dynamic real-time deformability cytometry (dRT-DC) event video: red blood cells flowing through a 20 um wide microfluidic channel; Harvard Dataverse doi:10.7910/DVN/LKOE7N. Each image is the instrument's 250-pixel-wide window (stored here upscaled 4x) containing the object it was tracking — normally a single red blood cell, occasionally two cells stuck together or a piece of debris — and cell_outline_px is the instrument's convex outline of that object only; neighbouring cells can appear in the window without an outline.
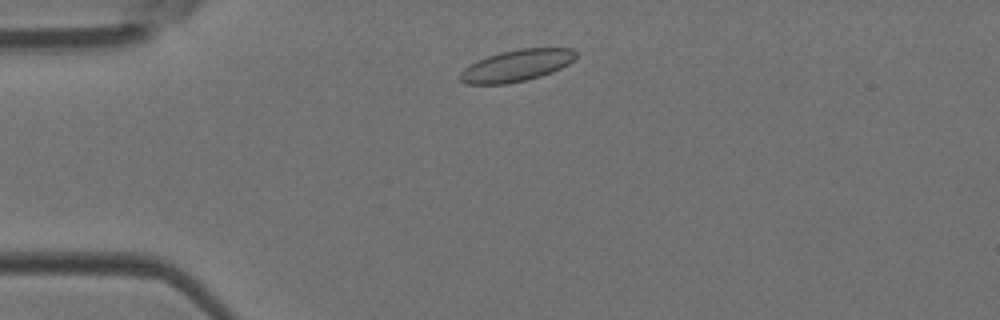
{"species": "Egyptian fruit bat (a non-hibernating species)", "species_latin": "Rousettus aegyptiacus", "temperature_condition": "room temperature", "stored_images_in_passage": 43, "camera_frame_rate_fps": 3000, "um_per_image_px": 0.085, "animal": {"sex": "female"}, "frame": {"image": 1, "passage_image": 5, "time_ms": 1.333, "image_size_px": [1000, 320], "cell_outline_px": [[576, 56], [568, 64], [552, 72], [540, 76], [508, 84], [468, 84], [460, 80], [460, 72], [468, 64], [476, 60], [500, 52], [520, 48], [572, 48], [576, 52]], "centroid_in_image_um": [43.88, 5.57], "position_along_channel_um": 41.1, "area_um2": 21.33}}
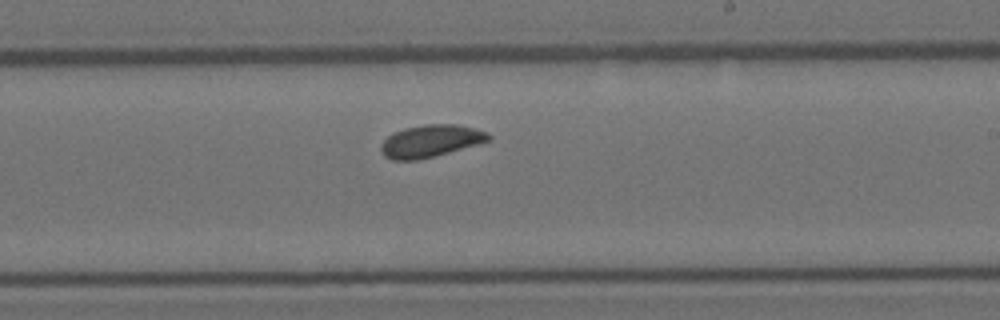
{"frame": {"image": 2, "passage_image": 23, "time_ms": 7.333, "image_size_px": [1000, 320], "cell_outline_px": [[492, 136], [488, 140], [476, 144], [448, 152], [416, 160], [392, 160], [384, 156], [380, 152], [380, 144], [392, 132], [404, 128], [424, 124], [456, 124], [476, 128], [488, 132]], "centroid_in_image_um": [36.55, 11.97], "position_along_channel_um": 252.4, "area_um2": 20.17}}
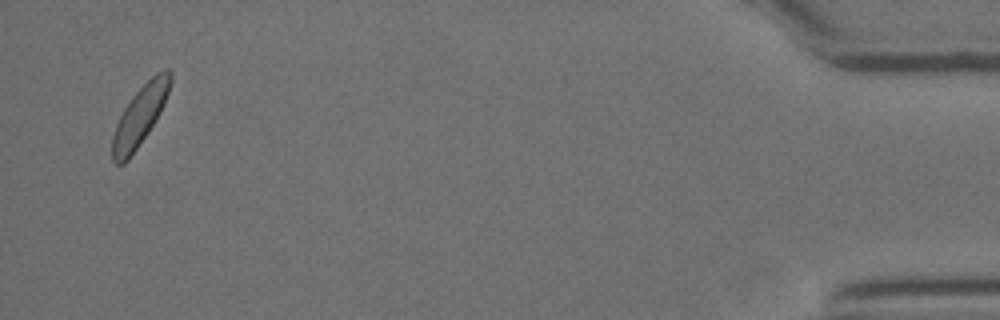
{"frame": {"image": 3, "passage_image": 42, "time_ms": 13.667, "image_size_px": [1000, 320], "cell_outline_px": [[172, 80], [164, 104], [156, 120], [148, 132], [128, 160], [124, 164], [116, 164], [112, 160], [112, 136], [116, 124], [124, 108], [132, 96], [156, 72], [164, 68], [168, 68], [172, 72]], "centroid_in_image_um": [11.9, 9.83], "position_along_channel_um": 423.3, "area_um2": 20.06}, "authors_computed_cell_mechanics": {"area_um2": 20.1144, "velocity_mm_per_s": 4.003, "shape_relaxation_time_tau1_ms": 8.699, "shape_relaxation_time_tau2_ms": 1.915, "deformation_change_tau1": 0.1354, "deformation_change_tau2": 0.0646}}